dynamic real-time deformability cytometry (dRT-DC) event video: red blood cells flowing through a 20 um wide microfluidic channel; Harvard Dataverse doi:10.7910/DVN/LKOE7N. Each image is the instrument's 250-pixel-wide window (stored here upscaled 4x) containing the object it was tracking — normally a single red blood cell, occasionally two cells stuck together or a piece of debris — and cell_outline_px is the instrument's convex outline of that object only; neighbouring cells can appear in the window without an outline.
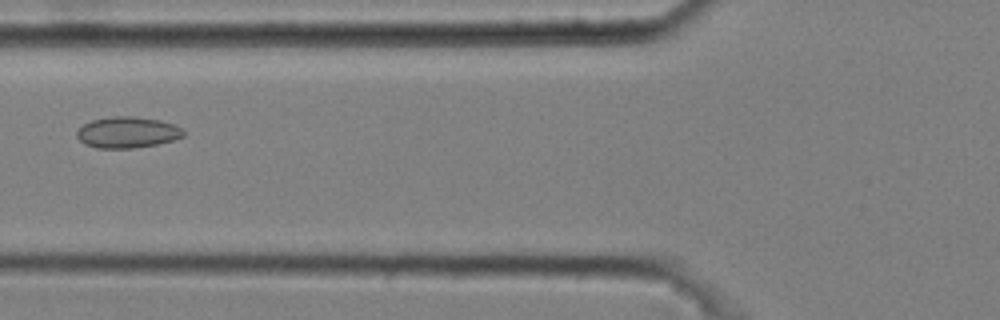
{"species": "common noctule bat (a hibernating species)", "species_latin": "Nyctalus noctula", "temperature_condition": "cold", "stored_images_in_passage": 2, "camera_frame_rate_fps": 3000, "um_per_image_px": 0.085, "animal": {"sex": "male", "body_mass_g": 20.4}, "frame": {"image": 1, "passage_image": 2, "time_ms": 0.333, "image_size_px": [1000, 320], "cell_outline_px": [[184, 136], [172, 140], [156, 144], [132, 148], [96, 148], [84, 144], [76, 136], [76, 128], [92, 120], [112, 116], [132, 116], [160, 120], [172, 124], [180, 128], [184, 132]], "centroid_in_image_um": [10.77, 11.25], "position_along_channel_um": 115.0, "area_um2": 19.31}}